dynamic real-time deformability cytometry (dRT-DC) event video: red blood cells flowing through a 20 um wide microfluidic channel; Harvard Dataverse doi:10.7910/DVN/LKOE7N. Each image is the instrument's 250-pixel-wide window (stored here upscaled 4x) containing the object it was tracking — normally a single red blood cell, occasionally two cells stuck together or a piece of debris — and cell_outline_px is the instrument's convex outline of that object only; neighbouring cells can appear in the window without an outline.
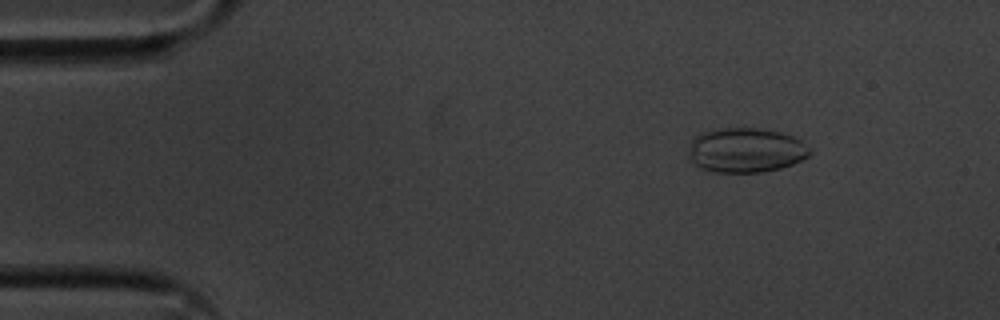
{"species": "common noctule bat (a hibernating species)", "species_latin": "Nyctalus noctula", "temperature_condition": "cold", "stored_images_in_passage": 55, "camera_frame_rate_fps": 3000, "um_per_image_px": 0.085, "animal": {"sex": "male", "body_mass_g": 20.1, "forearm_length_mm": 53.5}, "frame": {"image": 1, "passage_image": 7, "time_ms": 2.0, "image_size_px": [1000, 320], "cell_outline_px": [[812, 152], [808, 156], [792, 164], [780, 168], [760, 172], [716, 172], [700, 168], [692, 164], [688, 148], [692, 140], [696, 136], [704, 132], [720, 128], [760, 128], [780, 132], [792, 136], [800, 140]], "centroid_in_image_um": [63.37, 12.77], "position_along_channel_um": 21.6, "area_um2": 31.39}}
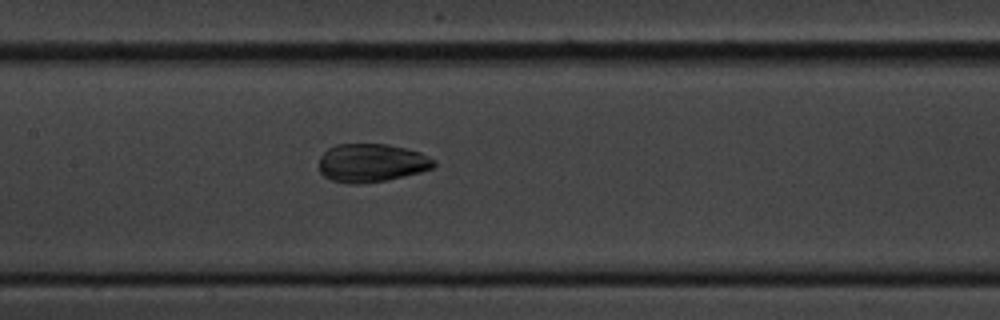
{"frame": {"image": 2, "passage_image": 26, "time_ms": 8.333, "image_size_px": [1000, 320], "cell_outline_px": [[436, 164], [432, 168], [420, 172], [388, 180], [360, 184], [348, 184], [332, 180], [324, 176], [320, 172], [320, 156], [328, 148], [336, 144], [388, 144], [420, 152], [436, 160]], "centroid_in_image_um": [31.58, 13.85], "position_along_channel_um": 175.8, "area_um2": 25.78}}
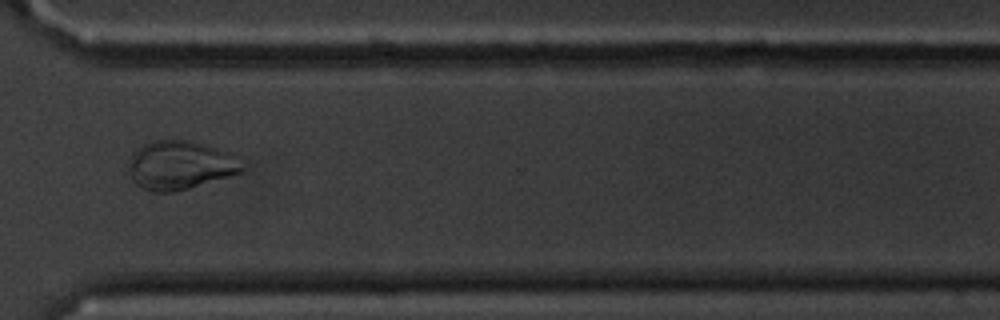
{"frame": {"image": 3, "passage_image": 41, "time_ms": 13.333, "image_size_px": [1000, 320], "cell_outline_px": [[244, 168], [240, 172], [228, 176], [188, 188], [172, 192], [156, 192], [144, 188], [136, 184], [128, 168], [132, 156], [144, 144], [156, 140], [192, 140], [228, 152]], "centroid_in_image_um": [15.29, 14.04], "position_along_channel_um": 355.3, "area_um2": 31.27}}